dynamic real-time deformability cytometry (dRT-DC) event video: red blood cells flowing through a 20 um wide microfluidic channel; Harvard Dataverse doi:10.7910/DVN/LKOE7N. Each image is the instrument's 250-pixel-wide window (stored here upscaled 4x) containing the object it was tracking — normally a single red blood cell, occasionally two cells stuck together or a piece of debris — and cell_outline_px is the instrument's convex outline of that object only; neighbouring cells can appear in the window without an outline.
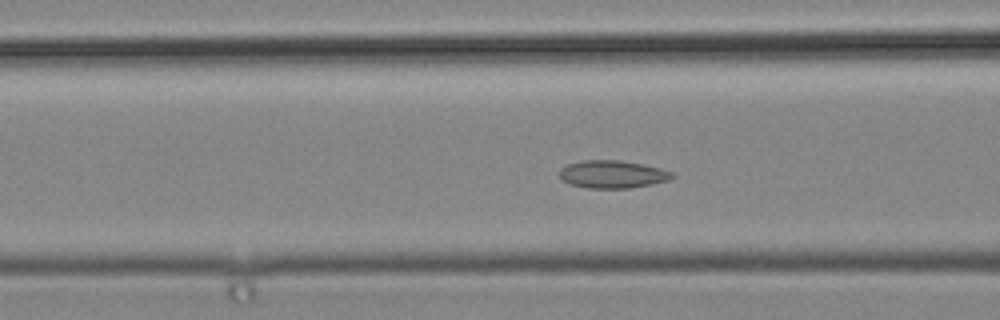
{"species": "common noctule bat (a hibernating species)", "species_latin": "Nyctalus noctula", "temperature_condition": "cold", "stored_images_in_passage": 49, "camera_frame_rate_fps": 3000, "um_per_image_px": 0.085, "animal": {"sex": "male", "body_mass_g": 19.2, "forearm_length_mm": 51.8}, "frame": {"image": 1, "passage_image": 19, "time_ms": 6.0, "image_size_px": [1000, 320], "cell_outline_px": [[676, 176], [668, 180], [628, 188], [588, 188], [572, 184], [564, 180], [560, 176], [560, 168], [568, 164], [580, 160], [620, 160], [644, 164], [660, 168], [672, 172]], "centroid_in_image_um": [52.06, 14.79], "position_along_channel_um": 114.5, "area_um2": 18.03}}
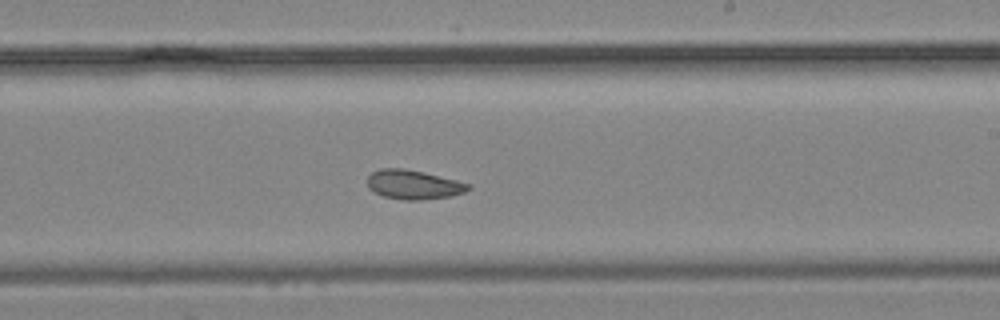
{"frame": {"image": 2, "passage_image": 29, "time_ms": 9.333, "image_size_px": [1000, 320], "cell_outline_px": [[472, 188], [464, 192], [452, 196], [420, 200], [404, 200], [384, 196], [372, 192], [368, 188], [368, 176], [372, 172], [380, 168], [404, 168], [424, 172], [472, 184]], "centroid_in_image_um": [35.15, 15.69], "position_along_channel_um": 253.8, "area_um2": 17.34}}
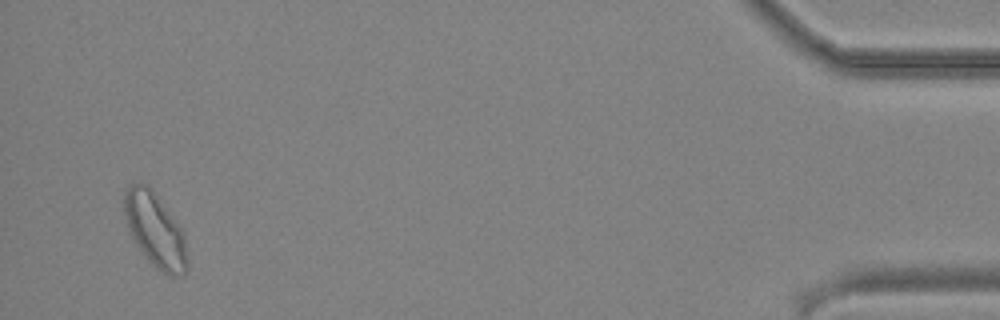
{"frame": {"image": 3, "passage_image": 47, "time_ms": 15.333, "image_size_px": [1000, 320], "cell_outline_px": [[188, 272], [172, 276], [168, 276], [156, 268], [148, 260], [132, 236], [128, 228], [124, 212], [124, 196], [128, 188], [132, 184], [144, 184], [152, 192], [180, 228], [184, 236], [188, 260]], "centroid_in_image_um": [13.2, 19.64], "position_along_channel_um": 422.0, "area_um2": 26.13}}